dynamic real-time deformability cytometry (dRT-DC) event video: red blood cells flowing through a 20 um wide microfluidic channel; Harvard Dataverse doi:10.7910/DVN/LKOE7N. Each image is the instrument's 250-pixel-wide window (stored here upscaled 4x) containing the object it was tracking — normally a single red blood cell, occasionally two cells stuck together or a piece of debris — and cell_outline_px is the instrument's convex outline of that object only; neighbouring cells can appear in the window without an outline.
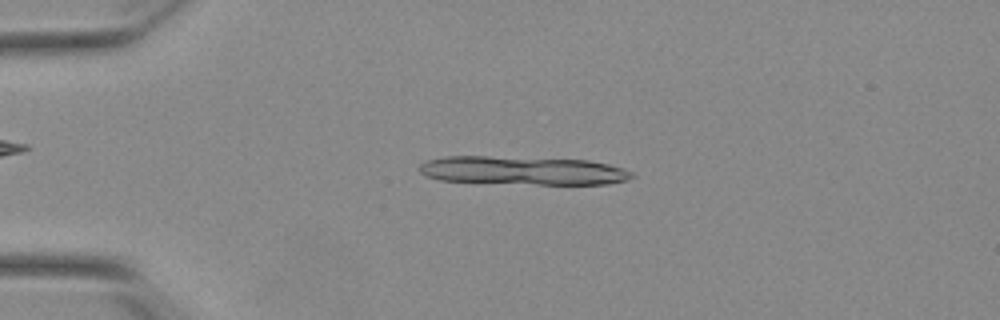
{"species": "Egyptian fruit bat (a non-hibernating species)", "species_latin": "Rousettus aegyptiacus", "temperature_condition": "warm", "stored_images_in_passage": 11, "camera_frame_rate_fps": 3000, "um_per_image_px": 0.085, "animal": {"sex": "female"}, "frame": {"image": 1, "passage_image": 8, "time_ms": 2.333, "image_size_px": [1000, 320], "cell_outline_px": [[632, 176], [628, 180], [608, 184], [540, 184], [440, 180], [424, 176], [416, 168], [420, 164], [428, 160], [444, 156], [488, 156], [588, 160], [608, 164], [624, 168], [632, 172]], "centroid_in_image_um": [44.42, 14.49], "position_along_channel_um": 40.6, "area_um2": 35.26}}